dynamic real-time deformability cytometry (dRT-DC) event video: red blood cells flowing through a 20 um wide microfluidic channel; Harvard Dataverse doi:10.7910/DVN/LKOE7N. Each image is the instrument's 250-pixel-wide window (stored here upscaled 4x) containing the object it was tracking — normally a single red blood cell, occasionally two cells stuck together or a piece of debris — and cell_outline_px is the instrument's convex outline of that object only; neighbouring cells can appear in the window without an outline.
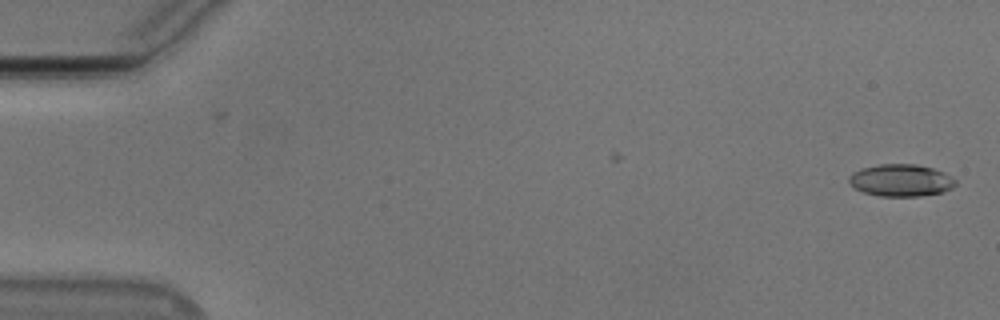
{"species": "Egyptian fruit bat (a non-hibernating species)", "species_latin": "Rousettus aegyptiacus", "temperature_condition": "cold", "stored_images_in_passage": 8, "camera_frame_rate_fps": 3000, "um_per_image_px": 0.085, "animal": {"sex": "male"}, "frame": {"image": 1, "passage_image": 1, "time_ms": 0.0, "image_size_px": [1000, 320], "cell_outline_px": [[956, 184], [952, 188], [940, 192], [920, 196], [880, 196], [864, 192], [856, 188], [848, 180], [848, 176], [852, 172], [864, 168], [880, 164], [916, 164], [932, 168], [944, 172], [956, 180]], "centroid_in_image_um": [76.59, 15.32], "position_along_channel_um": 8.4, "area_um2": 19.77}}